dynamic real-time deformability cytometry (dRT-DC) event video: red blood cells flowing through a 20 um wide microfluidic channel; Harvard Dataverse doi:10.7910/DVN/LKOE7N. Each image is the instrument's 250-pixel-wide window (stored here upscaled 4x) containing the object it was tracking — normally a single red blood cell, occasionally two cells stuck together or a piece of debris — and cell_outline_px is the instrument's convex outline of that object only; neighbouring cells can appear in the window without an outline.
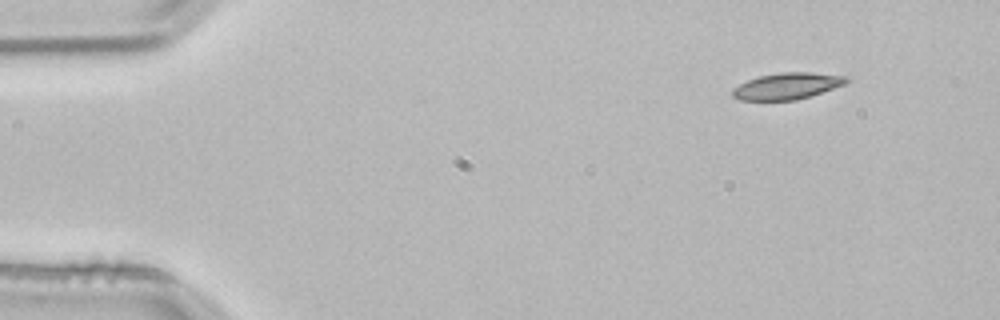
{"species": "common noctule bat (a hibernating species)", "species_latin": "Nyctalus noctula", "temperature_condition": "room temperature", "stored_images_in_passage": 4, "camera_frame_rate_fps": 3000, "um_per_image_px": 0.085, "animal": {"sex": "male", "body_mass_g": 21.5, "forearm_length_mm": 52.0}, "frame": {"image": 1, "passage_image": 1, "time_ms": 0.0, "image_size_px": [1000, 320], "cell_outline_px": [[852, 80], [844, 84], [796, 100], [740, 100], [732, 96], [732, 88], [748, 80], [760, 76], [780, 72], [812, 72], [848, 76]], "centroid_in_image_um": [66.91, 7.3], "position_along_channel_um": 18.1, "area_um2": 17.46}}